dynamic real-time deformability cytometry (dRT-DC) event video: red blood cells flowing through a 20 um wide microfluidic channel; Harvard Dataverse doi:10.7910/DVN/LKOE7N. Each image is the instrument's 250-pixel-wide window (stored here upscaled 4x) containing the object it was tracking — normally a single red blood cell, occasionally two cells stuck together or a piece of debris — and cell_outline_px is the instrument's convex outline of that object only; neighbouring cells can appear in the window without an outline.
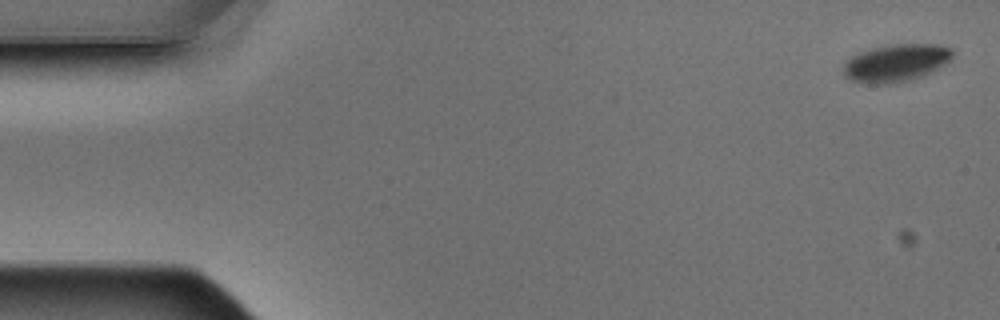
{"species": "Egyptian fruit bat (a non-hibernating species)", "species_latin": "Rousettus aegyptiacus", "temperature_condition": "warm", "stored_images_in_passage": 5, "camera_frame_rate_fps": 3000, "um_per_image_px": 0.085, "animal": {"sex": "male"}, "frame": {"image": 1, "passage_image": 1, "time_ms": 0.0, "image_size_px": [1000, 320], "cell_outline_px": [[952, 56], [944, 64], [920, 76], [908, 80], [888, 84], [868, 84], [852, 80], [844, 76], [844, 64], [852, 56], [860, 52], [872, 48], [896, 44], [940, 44], [952, 48]], "centroid_in_image_um": [76.14, 5.34], "position_along_channel_um": 8.9, "area_um2": 23.47}}
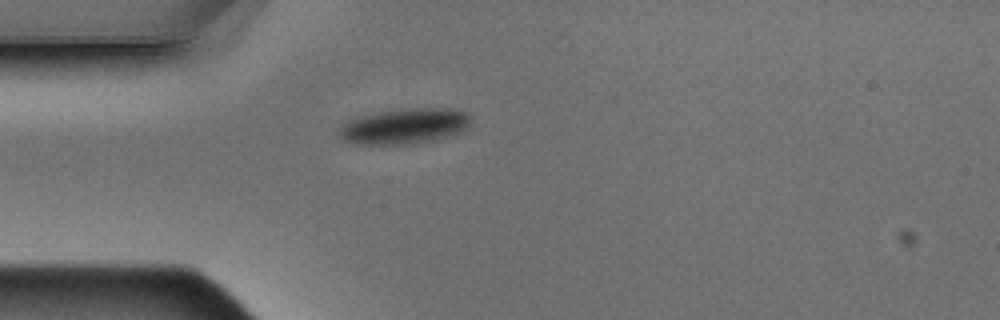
{"frame": {"image": 2, "passage_image": 5, "time_ms": 1.333, "image_size_px": [1000, 320], "cell_outline_px": [[472, 120], [468, 128], [460, 132], [436, 140], [412, 144], [356, 144], [344, 140], [336, 132], [336, 128], [340, 124], [356, 116], [380, 112], [408, 108], [452, 108], [464, 112], [472, 116]], "centroid_in_image_um": [34.36, 10.72], "position_along_channel_um": 50.6, "area_um2": 27.74}}